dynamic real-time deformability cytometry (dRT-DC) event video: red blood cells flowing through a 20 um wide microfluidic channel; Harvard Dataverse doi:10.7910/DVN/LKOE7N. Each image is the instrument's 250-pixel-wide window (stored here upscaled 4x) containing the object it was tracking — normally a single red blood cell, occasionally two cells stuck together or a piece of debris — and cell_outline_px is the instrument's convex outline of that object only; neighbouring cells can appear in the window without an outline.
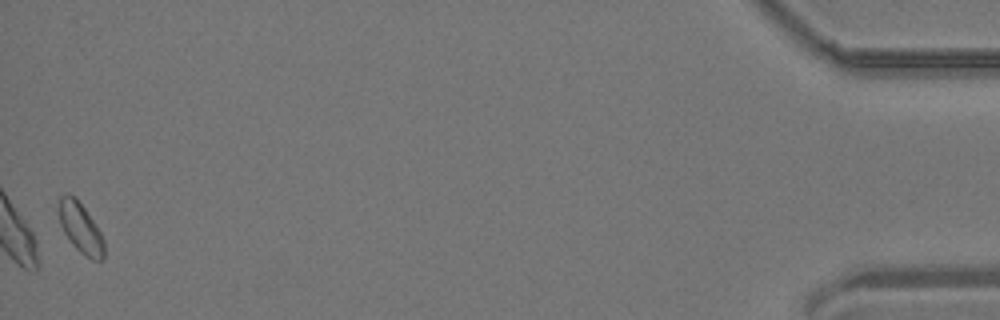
{"species": "common noctule bat (a hibernating species)", "species_latin": "Nyctalus noctula", "temperature_condition": "room temperature", "stored_images_in_passage": 51, "camera_frame_rate_fps": 3000, "um_per_image_px": 0.085, "animal": {"sex": "male", "body_mass_g": 19.2, "forearm_length_mm": 51.8}, "frame": {"image": 1, "passage_image": 51, "time_ms": 16.667, "image_size_px": [1000, 320], "cell_outline_px": [[104, 256], [100, 260], [92, 260], [80, 252], [72, 244], [64, 232], [60, 224], [60, 196], [68, 192], [76, 196], [100, 232], [104, 240]], "centroid_in_image_um": [6.85, 19.36], "position_along_channel_um": 428.3, "area_um2": 13.01}, "authors_computed_cell_mechanics": {"area_um2": 12.6582, "velocity_mm_per_s": 3.796, "shape_relaxation_time_tau1_ms": null, "shape_relaxation_time_tau2_ms": 4.7236, "deformation_change_tau1": null, "deformation_change_tau2": 0.0823}}